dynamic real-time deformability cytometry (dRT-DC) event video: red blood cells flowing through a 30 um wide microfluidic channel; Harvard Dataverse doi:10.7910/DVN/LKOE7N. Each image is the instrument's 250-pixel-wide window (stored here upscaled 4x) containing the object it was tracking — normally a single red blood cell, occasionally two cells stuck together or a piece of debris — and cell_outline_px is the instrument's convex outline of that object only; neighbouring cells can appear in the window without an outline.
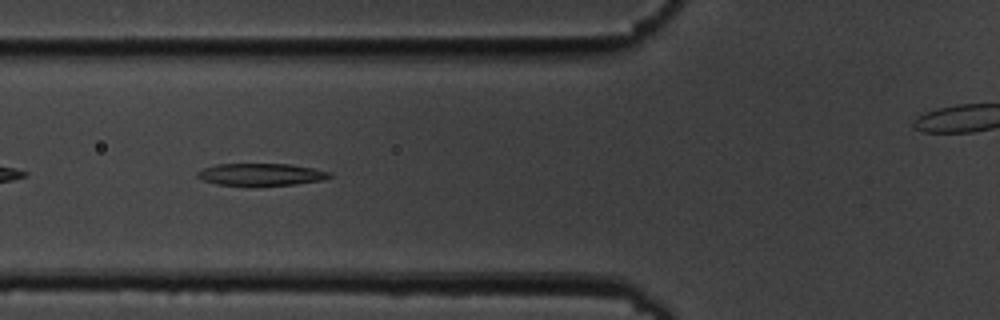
{"species": "common noctule bat (a hibernating species)", "species_latin": "Nyctalus noctula", "temperature_condition": "cold", "stored_images_in_passage": 35, "camera_frame_rate_fps": 3000, "um_per_image_px": 0.085, "animal": {"sex": "male", "body_mass_g": 19.5, "forearm_length_mm": 54.6}, "frame": {"image": 1, "passage_image": 5, "time_ms": 1.333, "image_size_px": [1000, 320], "cell_outline_px": [[332, 176], [324, 180], [296, 184], [216, 184], [204, 180], [196, 176], [196, 172], [204, 168], [216, 164], [292, 164], [332, 172]], "centroid_in_image_um": [22.23, 14.8], "position_along_channel_um": 103.6, "area_um2": 16.7}}
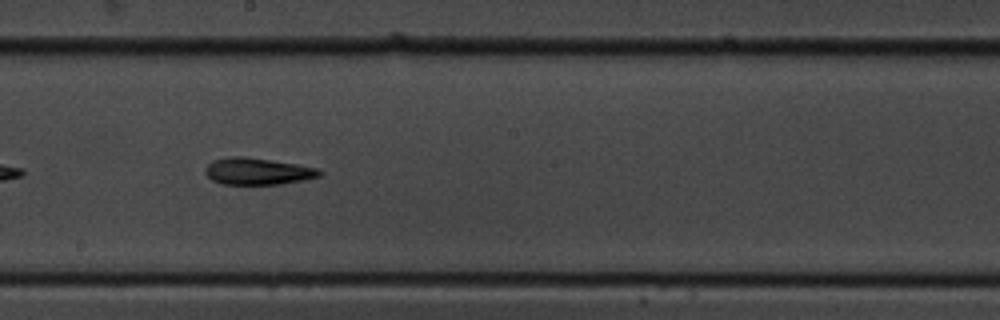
{"frame": {"image": 2, "passage_image": 15, "time_ms": 4.667, "image_size_px": [1000, 320], "cell_outline_px": [[324, 172], [320, 176], [304, 180], [280, 184], [220, 184], [212, 180], [204, 172], [204, 168], [212, 160], [228, 156], [244, 156], [296, 164], [320, 168]], "centroid_in_image_um": [21.89, 14.55], "position_along_channel_um": 226.3, "area_um2": 18.03}}
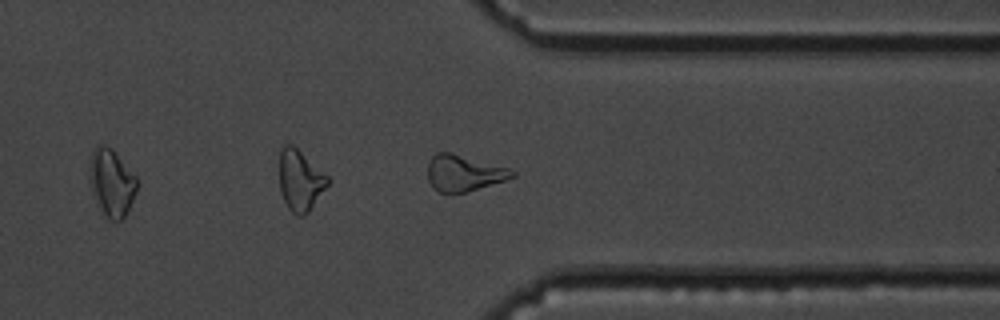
{"frame": {"image": 3, "passage_image": 27, "time_ms": 8.667, "image_size_px": [1000, 320], "cell_outline_px": [[516, 176], [504, 180], [464, 192], [440, 192], [428, 180], [428, 164], [432, 156], [436, 152], [452, 152], [508, 168], [516, 172]], "centroid_in_image_um": [39.42, 14.68], "position_along_channel_um": 372.0, "area_um2": 17.4}, "authors_computed_cell_mechanics": {"area_um2": 17.3978, "velocity_mm_per_s": 3.6788, "shape_relaxation_time_tau1_ms": 9.4641, "shape_relaxation_time_tau2_ms": 6.5134, "deformation_change_tau1": 0.2572, "deformation_change_tau2": 0.1934}}